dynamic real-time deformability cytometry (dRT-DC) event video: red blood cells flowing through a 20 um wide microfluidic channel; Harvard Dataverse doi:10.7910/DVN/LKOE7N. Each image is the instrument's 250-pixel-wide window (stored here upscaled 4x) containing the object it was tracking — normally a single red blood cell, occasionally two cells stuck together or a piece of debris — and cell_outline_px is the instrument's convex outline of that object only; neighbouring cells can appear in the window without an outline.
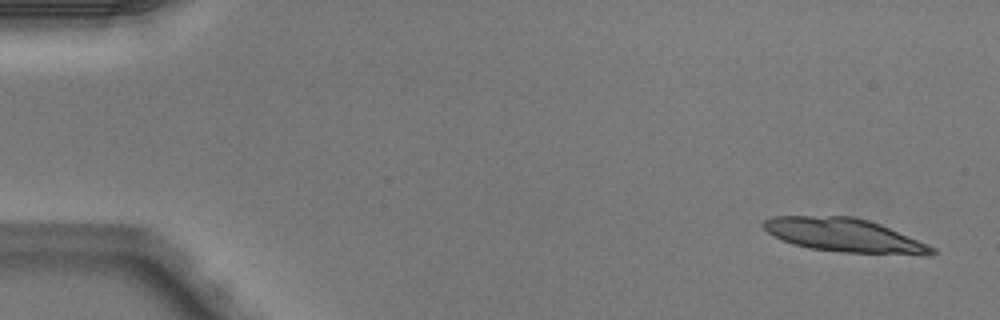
{"species": "Egyptian fruit bat (a non-hibernating species)", "species_latin": "Rousettus aegyptiacus", "temperature_condition": "warm", "stored_images_in_passage": 5, "segment_of_instrument_passage": [1, 2], "camera_frame_rate_fps": 3000, "um_per_image_px": 0.085, "animal": {"sex": "male"}, "frame": {"image": 1, "passage_image": 1, "time_ms": 0.0, "image_size_px": [1000, 320], "cell_outline_px": [[936, 252], [932, 256], [928, 256], [840, 252], [808, 248], [792, 244], [768, 232], [764, 228], [764, 220], [772, 216], [852, 216], [868, 220], [880, 224], [936, 248]], "centroid_in_image_um": [71.82, 20.01], "position_along_channel_um": 13.2, "area_um2": 33.0}}